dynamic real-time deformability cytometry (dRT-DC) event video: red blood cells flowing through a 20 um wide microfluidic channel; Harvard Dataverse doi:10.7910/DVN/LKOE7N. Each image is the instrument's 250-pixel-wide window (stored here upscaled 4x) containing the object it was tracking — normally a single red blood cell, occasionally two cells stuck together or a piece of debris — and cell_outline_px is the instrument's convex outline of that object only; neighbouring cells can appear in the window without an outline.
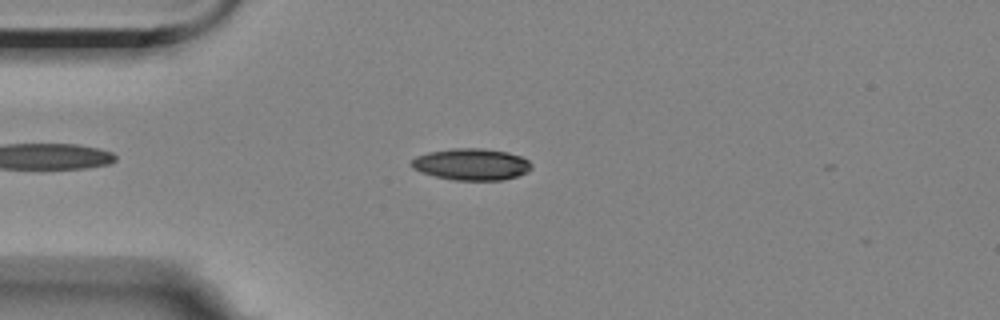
{"species": "Egyptian fruit bat (a non-hibernating species)", "species_latin": "Rousettus aegyptiacus", "temperature_condition": "room temperature", "stored_images_in_passage": 16, "camera_frame_rate_fps": 3000, "um_per_image_px": 0.085, "animal": {"sex": "female"}, "frame": {"image": 1, "passage_image": 11, "time_ms": 3.333, "image_size_px": [1000, 320], "cell_outline_px": [[532, 168], [528, 172], [516, 176], [500, 180], [452, 180], [420, 172], [412, 168], [412, 160], [416, 156], [428, 152], [452, 148], [480, 148], [508, 152], [520, 156], [528, 160], [532, 164]], "centroid_in_image_um": [40.07, 13.96], "position_along_channel_um": 44.9, "area_um2": 22.14}}
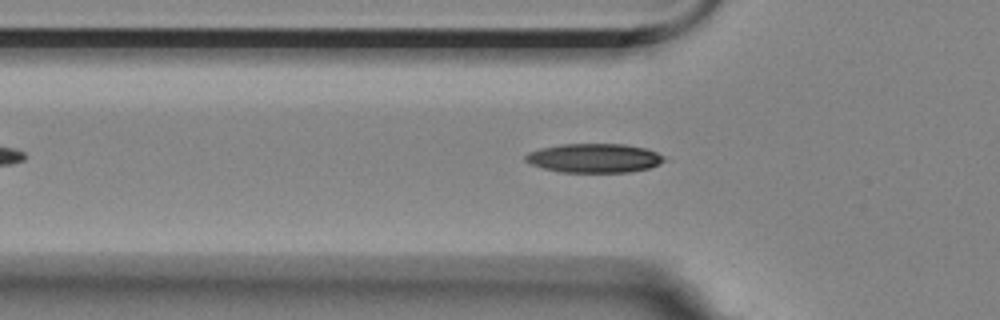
{"frame": {"image": 2, "passage_image": 15, "time_ms": 4.667, "image_size_px": [1000, 320], "cell_outline_px": [[664, 160], [648, 168], [632, 172], [560, 172], [544, 168], [532, 164], [524, 160], [524, 156], [528, 152], [540, 148], [560, 144], [624, 144], [644, 148], [656, 152], [664, 156]], "centroid_in_image_um": [50.46, 13.43], "position_along_channel_um": 75.3, "area_um2": 23.35}}